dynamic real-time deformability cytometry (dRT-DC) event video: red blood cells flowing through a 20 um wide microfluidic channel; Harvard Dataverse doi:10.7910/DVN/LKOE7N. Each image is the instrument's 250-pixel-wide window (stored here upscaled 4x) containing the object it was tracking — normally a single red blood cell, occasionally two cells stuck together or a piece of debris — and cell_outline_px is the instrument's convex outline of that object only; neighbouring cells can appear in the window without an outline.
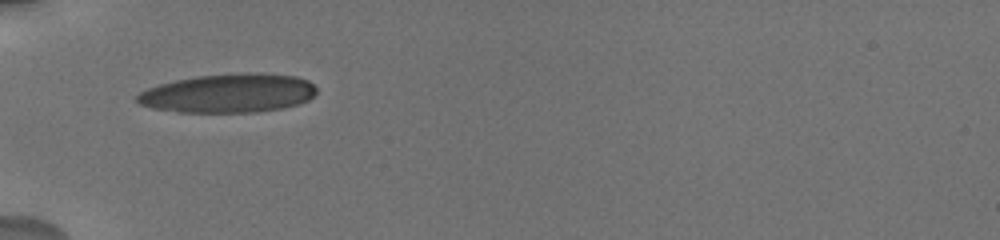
{"species": "human", "species_latin": "Homo sapiens", "temperature_condition": "cold", "stored_images_in_passage": 2, "camera_frame_rate_fps": 3000, "um_per_image_px": 0.085, "donor": {"sex": "male"}, "frame": {"image": 1, "passage_image": 1, "time_ms": 0.0, "image_size_px": [1000, 240], "cell_outline_px": [[316, 92], [308, 100], [300, 104], [284, 108], [256, 112], [176, 112], [152, 108], [140, 104], [136, 100], [136, 96], [140, 92], [148, 88], [160, 84], [176, 80], [196, 76], [244, 72], [260, 72], [296, 76], [308, 80], [316, 88]], "centroid_in_image_um": [19.44, 7.92], "position_along_channel_um": 65.6, "area_um2": 40.92}}